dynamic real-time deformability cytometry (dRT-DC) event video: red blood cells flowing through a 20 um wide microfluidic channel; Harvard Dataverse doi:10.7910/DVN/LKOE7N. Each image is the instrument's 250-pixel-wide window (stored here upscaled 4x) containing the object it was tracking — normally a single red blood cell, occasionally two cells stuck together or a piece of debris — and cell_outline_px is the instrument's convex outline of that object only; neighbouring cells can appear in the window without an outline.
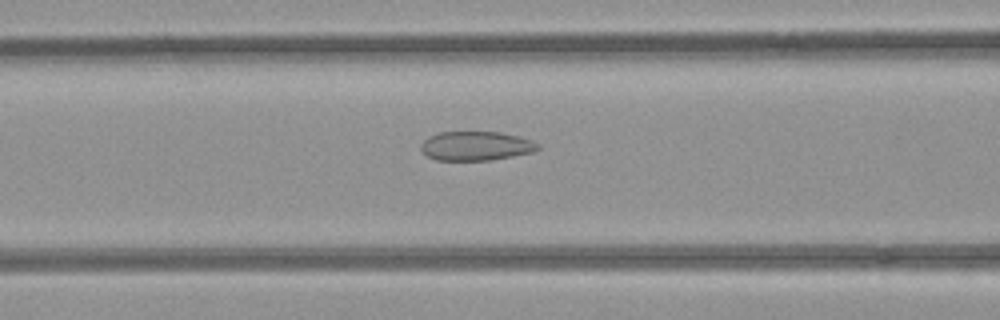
{"species": "common noctule bat (a hibernating species)", "species_latin": "Nyctalus noctula", "temperature_condition": "room temperature", "stored_images_in_passage": 53, "camera_frame_rate_fps": 3000, "um_per_image_px": 0.085, "animal": {"sex": "female", "body_mass_g": 21.9}, "frame": {"image": 1, "passage_image": 22, "time_ms": 7.0, "image_size_px": [1000, 320], "cell_outline_px": [[540, 148], [532, 152], [492, 160], [436, 160], [428, 156], [420, 148], [420, 144], [428, 136], [440, 132], [500, 132], [532, 140], [540, 144]], "centroid_in_image_um": [40.45, 12.4], "position_along_channel_um": 126.1, "area_um2": 19.83}}
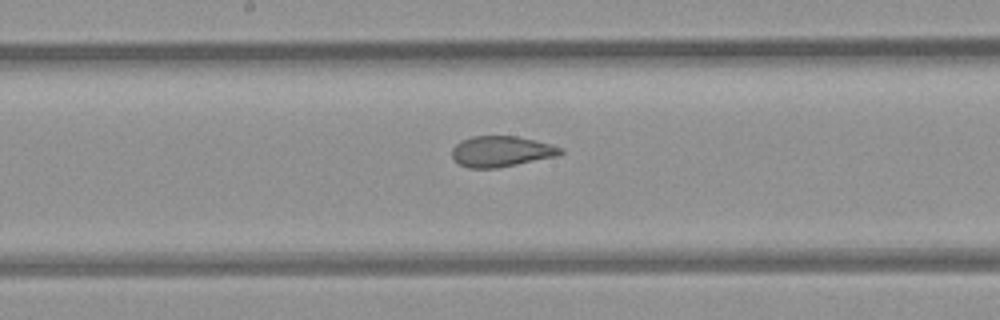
{"frame": {"image": 2, "passage_image": 28, "time_ms": 9.0, "image_size_px": [1000, 320], "cell_outline_px": [[564, 152], [556, 156], [496, 168], [468, 168], [460, 164], [452, 156], [452, 148], [460, 140], [472, 136], [516, 136], [552, 144], [564, 148]], "centroid_in_image_um": [42.61, 12.86], "position_along_channel_um": 205.6, "area_um2": 19.36}}
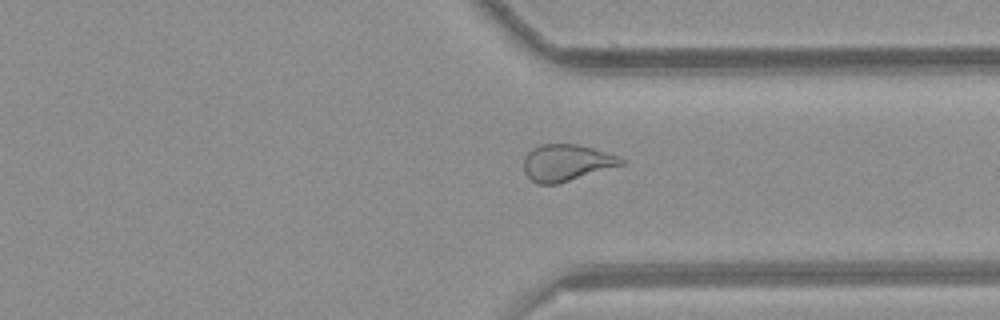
{"frame": {"image": 3, "passage_image": 40, "time_ms": 13.0, "image_size_px": [1000, 320], "cell_outline_px": [[624, 164], [556, 184], [536, 184], [524, 172], [524, 156], [532, 148], [540, 144], [580, 144], [616, 156], [624, 160]], "centroid_in_image_um": [48.09, 13.82], "position_along_channel_um": 363.3, "area_um2": 20.52}, "authors_computed_cell_mechanics": {"area_um2": 23.0622, "velocity_mm_per_s": 3.9537, "shape_relaxation_time_tau1_ms": null, "shape_relaxation_time_tau2_ms": 1.6847, "deformation_change_tau1": null, "deformation_change_tau2": 0.083}}